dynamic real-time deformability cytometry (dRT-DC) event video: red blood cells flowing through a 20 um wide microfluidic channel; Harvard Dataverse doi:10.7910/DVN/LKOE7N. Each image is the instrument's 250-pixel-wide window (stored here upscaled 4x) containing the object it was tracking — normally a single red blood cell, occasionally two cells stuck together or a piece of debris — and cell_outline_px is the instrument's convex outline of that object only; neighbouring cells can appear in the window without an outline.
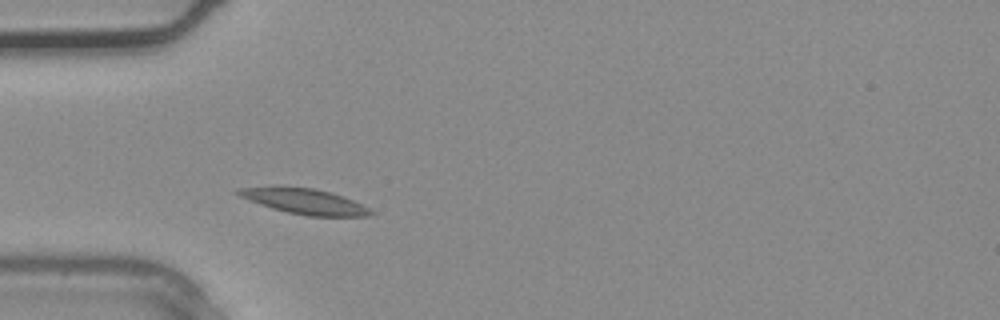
{"species": "common noctule bat (a hibernating species)", "species_latin": "Nyctalus noctula", "temperature_condition": "warm", "stored_images_in_passage": 25, "camera_frame_rate_fps": 3000, "um_per_image_px": 0.085, "animal": {"sex": "male", "body_mass_g": 20.4}, "frame": {"image": 1, "passage_image": 4, "time_ms": 1.0, "image_size_px": [1000, 320], "cell_outline_px": [[376, 212], [368, 216], [308, 216], [288, 212], [272, 208], [260, 204], [240, 196], [236, 192], [240, 188], [276, 184], [280, 184], [312, 188], [344, 196]], "centroid_in_image_um": [25.84, 17.08], "position_along_channel_um": 59.2, "area_um2": 19.83}}